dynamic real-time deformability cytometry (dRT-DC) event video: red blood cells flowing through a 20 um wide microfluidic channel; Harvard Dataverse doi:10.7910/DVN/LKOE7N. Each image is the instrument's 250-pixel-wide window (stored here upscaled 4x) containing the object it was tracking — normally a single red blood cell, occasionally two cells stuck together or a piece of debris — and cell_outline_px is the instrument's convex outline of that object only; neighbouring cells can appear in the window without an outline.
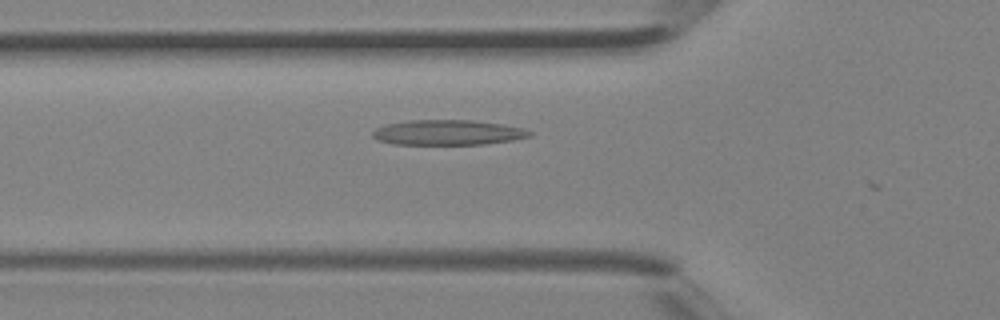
{"species": "Egyptian fruit bat (a non-hibernating species)", "species_latin": "Rousettus aegyptiacus", "temperature_condition": "room temperature", "stored_images_in_passage": 17, "camera_frame_rate_fps": 3000, "um_per_image_px": 0.085, "animal": {"sex": "female"}, "frame": {"image": 1, "passage_image": 14, "time_ms": 4.333, "image_size_px": [1000, 320], "cell_outline_px": [[532, 136], [512, 140], [484, 144], [396, 144], [380, 140], [372, 136], [372, 132], [376, 128], [388, 124], [412, 120], [472, 120], [504, 124], [524, 128], [532, 132]], "centroid_in_image_um": [38.12, 11.26], "position_along_channel_um": 87.7, "area_um2": 22.83}}
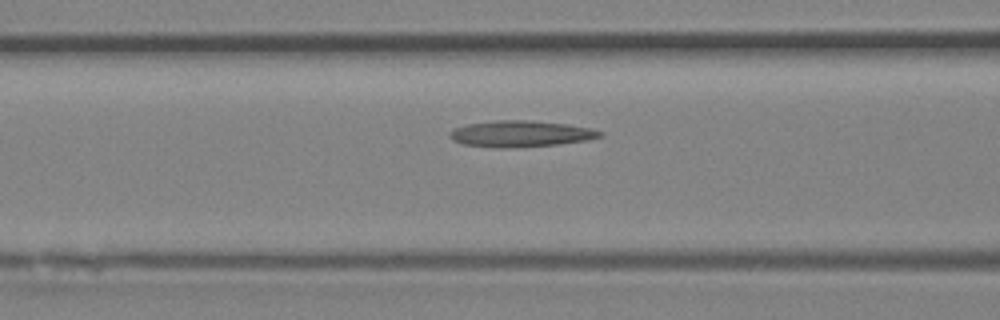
{"frame": {"image": 2, "passage_image": 16, "time_ms": 5.0, "image_size_px": [1000, 320], "cell_outline_px": [[604, 136], [588, 140], [556, 144], [508, 148], [492, 148], [460, 144], [452, 140], [448, 136], [448, 132], [452, 128], [468, 124], [496, 120], [532, 120], [568, 124], [592, 128], [604, 132]], "centroid_in_image_um": [44.23, 11.37], "position_along_channel_um": 122.4, "area_um2": 23.41}}